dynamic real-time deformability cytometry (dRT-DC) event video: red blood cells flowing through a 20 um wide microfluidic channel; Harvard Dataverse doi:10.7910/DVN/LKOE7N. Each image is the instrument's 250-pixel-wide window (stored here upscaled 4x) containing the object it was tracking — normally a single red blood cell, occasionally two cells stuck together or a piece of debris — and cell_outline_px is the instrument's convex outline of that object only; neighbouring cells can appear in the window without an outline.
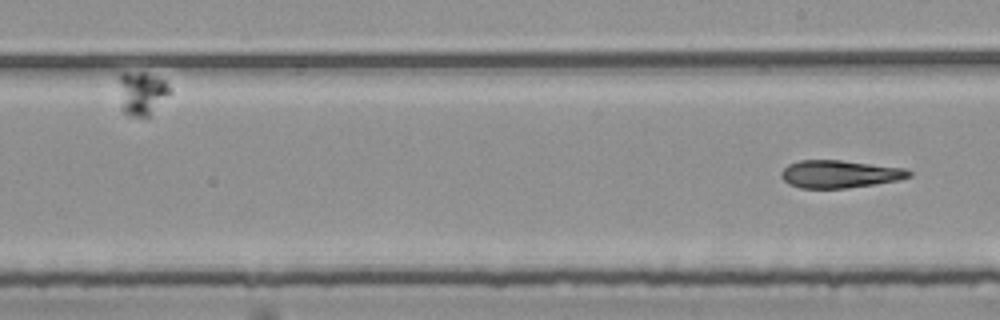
{"species": "common noctule bat (a hibernating species)", "species_latin": "Nyctalus noctula", "temperature_condition": "room temperature", "stored_images_in_passage": 7, "camera_frame_rate_fps": 3000, "um_per_image_px": 0.085, "animal": {"sex": "female", "body_mass_g": 25.1}, "frame": {"image": 1, "passage_image": 7, "time_ms": 2.0, "image_size_px": [1000, 320], "cell_outline_px": [[912, 176], [900, 180], [848, 188], [800, 188], [788, 184], [780, 176], [780, 172], [788, 164], [800, 160], [840, 160], [904, 168], [912, 172]], "centroid_in_image_um": [71.36, 14.8], "position_along_channel_um": 217.6, "area_um2": 20.63}}